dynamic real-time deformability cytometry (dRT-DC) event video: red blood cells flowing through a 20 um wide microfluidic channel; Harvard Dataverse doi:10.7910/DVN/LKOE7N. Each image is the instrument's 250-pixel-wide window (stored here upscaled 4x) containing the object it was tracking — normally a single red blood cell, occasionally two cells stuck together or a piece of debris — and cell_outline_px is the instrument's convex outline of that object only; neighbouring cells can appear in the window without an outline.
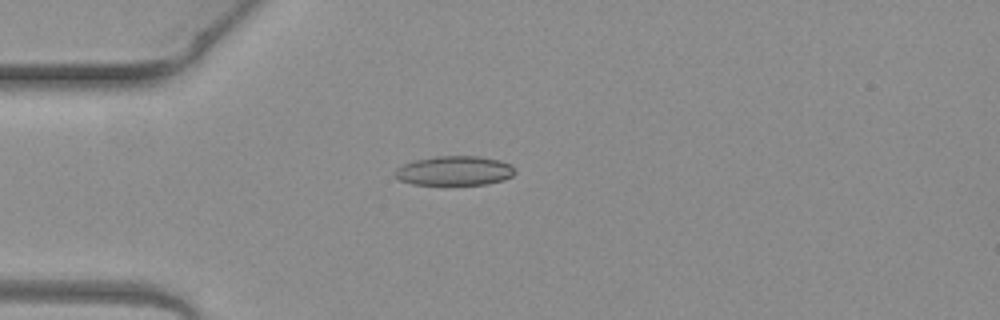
{"species": "common noctule bat (a hibernating species)", "species_latin": "Nyctalus noctula", "temperature_condition": "warm", "stored_images_in_passage": 3, "camera_frame_rate_fps": 3000, "um_per_image_px": 0.085, "animal": {"sex": "female", "body_mass_g": 19.3, "forearm_length_mm": 54.1}, "frame": {"image": 1, "passage_image": 3, "time_ms": 0.667, "image_size_px": [1000, 320], "cell_outline_px": [[516, 172], [512, 176], [504, 180], [488, 184], [412, 184], [400, 180], [396, 176], [396, 168], [404, 164], [416, 160], [432, 156], [480, 156], [500, 160], [512, 164], [516, 168]], "centroid_in_image_um": [38.7, 14.5], "position_along_channel_um": 46.3, "area_um2": 20.63}}